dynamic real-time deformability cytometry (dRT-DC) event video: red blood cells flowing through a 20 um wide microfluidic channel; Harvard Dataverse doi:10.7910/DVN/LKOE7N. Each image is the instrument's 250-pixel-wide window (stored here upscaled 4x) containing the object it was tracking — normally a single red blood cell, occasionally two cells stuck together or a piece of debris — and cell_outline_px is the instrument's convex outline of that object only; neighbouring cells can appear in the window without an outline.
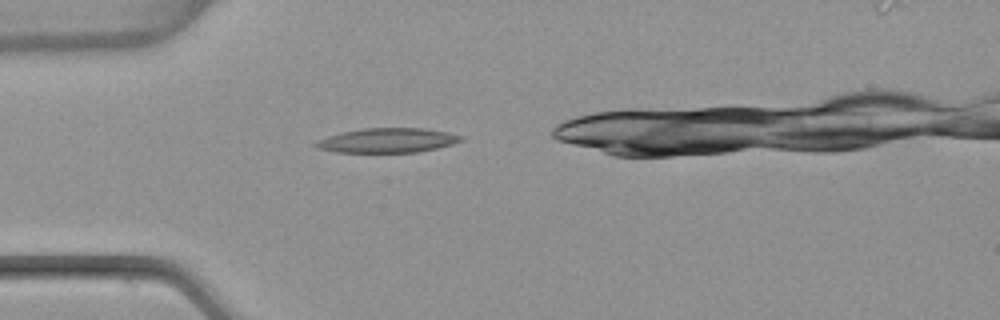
{"species": "common noctule bat (a hibernating species)", "species_latin": "Nyctalus noctula", "temperature_condition": "warm", "stored_images_in_passage": 3, "camera_frame_rate_fps": 3000, "um_per_image_px": 0.085, "animal": {"sex": "female", "body_mass_g": 22.7, "forearm_length_mm": 54.2}, "frame": {"image": 1, "passage_image": 3, "time_ms": 0.667, "image_size_px": [1000, 320], "cell_outline_px": [[464, 140], [452, 144], [436, 148], [416, 152], [336, 152], [316, 148], [312, 144], [316, 140], [328, 136], [344, 132], [364, 128], [424, 128], [448, 132], [464, 136]], "centroid_in_image_um": [32.93, 11.93], "position_along_channel_um": 52.1, "area_um2": 20.75}}